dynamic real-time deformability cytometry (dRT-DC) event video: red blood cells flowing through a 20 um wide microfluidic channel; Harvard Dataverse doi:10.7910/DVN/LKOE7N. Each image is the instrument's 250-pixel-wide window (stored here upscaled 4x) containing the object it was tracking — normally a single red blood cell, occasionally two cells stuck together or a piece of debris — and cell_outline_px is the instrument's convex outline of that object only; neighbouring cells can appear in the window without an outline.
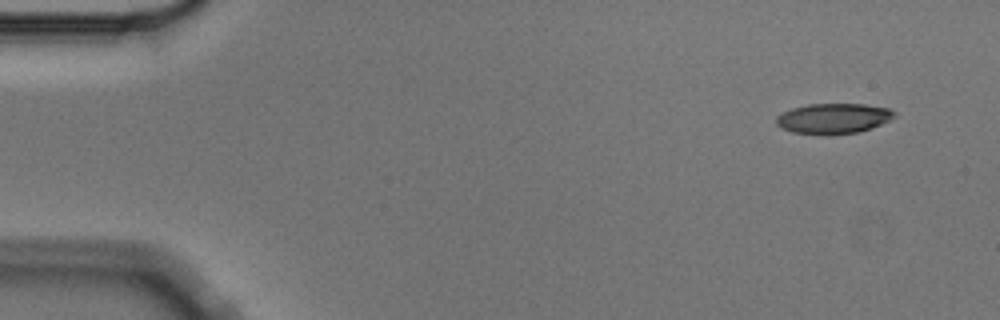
{"species": "Egyptian fruit bat (a non-hibernating species)", "species_latin": "Rousettus aegyptiacus", "temperature_condition": "cold", "stored_images_in_passage": 4, "camera_frame_rate_fps": 3000, "um_per_image_px": 0.085, "animal": {"sex": "male"}, "frame": {"image": 1, "passage_image": 1, "time_ms": 0.0, "image_size_px": [1000, 320], "cell_outline_px": [[896, 116], [872, 128], [856, 132], [824, 136], [792, 132], [780, 128], [776, 124], [776, 116], [792, 108], [808, 104], [864, 104], [888, 108], [896, 112]], "centroid_in_image_um": [70.81, 10.08], "position_along_channel_um": 14.2, "area_um2": 21.04}}